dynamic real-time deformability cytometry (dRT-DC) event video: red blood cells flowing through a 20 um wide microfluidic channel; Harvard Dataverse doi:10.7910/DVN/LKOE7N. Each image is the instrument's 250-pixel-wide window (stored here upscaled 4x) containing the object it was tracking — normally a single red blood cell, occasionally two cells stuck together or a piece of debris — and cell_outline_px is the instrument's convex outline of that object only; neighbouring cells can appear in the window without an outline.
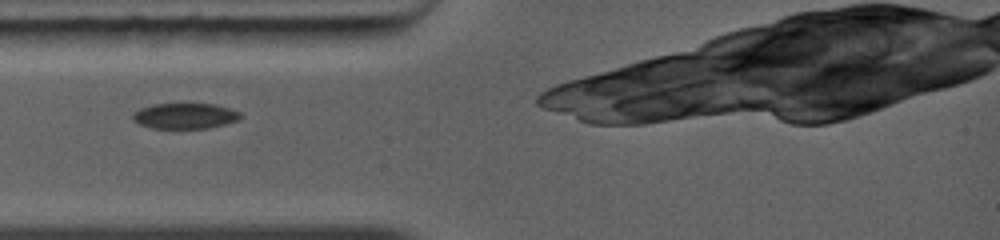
{"species": "common noctule bat (a hibernating species)", "species_latin": "Nyctalus noctula", "temperature_condition": "warm", "stored_images_in_passage": 12, "camera_frame_rate_fps": 5000, "um_per_image_px": 0.085, "animal": {"sex": "female", "body_mass_g": 19.0, "forearm_length_mm": 56.7}, "frame": {"image": 1, "passage_image": 2, "time_ms": 1.0, "image_size_px": [1000, 240], "cell_outline_px": [[240, 120], [208, 128], [152, 128], [140, 124], [132, 120], [132, 112], [140, 108], [152, 104], [216, 104], [240, 112]], "centroid_in_image_um": [15.69, 9.85], "position_along_channel_um": 69.3, "area_um2": 16.07}}
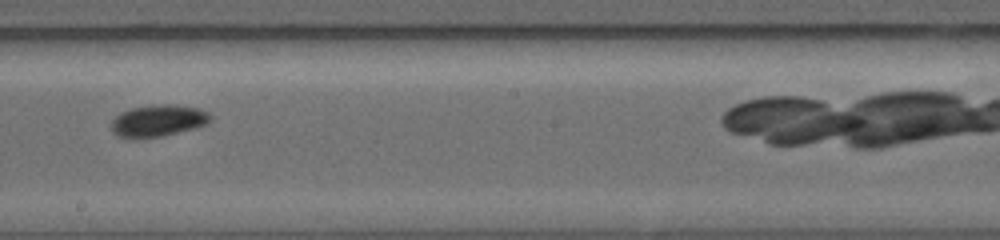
{"frame": {"image": 2, "passage_image": 6, "time_ms": 4.6, "image_size_px": [1000, 240], "cell_outline_px": [[212, 120], [208, 124], [196, 128], [160, 136], [116, 136], [112, 132], [108, 124], [120, 112], [132, 108], [152, 104], [176, 104], [200, 108], [208, 112], [212, 116]], "centroid_in_image_um": [13.47, 10.22], "position_along_channel_um": 234.7, "area_um2": 18.44}}
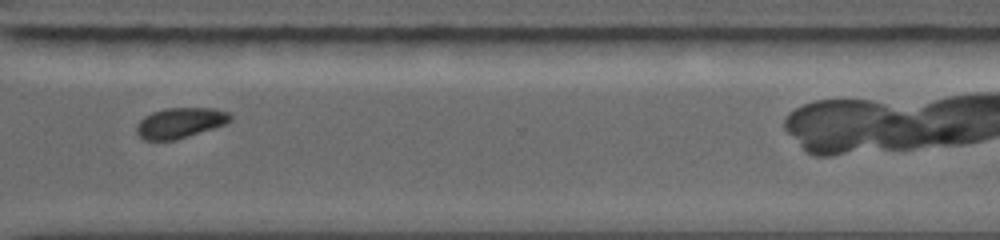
{"frame": {"image": 3, "passage_image": 9, "time_ms": 7.2, "image_size_px": [1000, 240], "cell_outline_px": [[232, 120], [228, 124], [176, 140], [144, 140], [136, 132], [136, 124], [144, 116], [152, 112], [164, 108], [216, 108], [228, 112], [232, 116]], "centroid_in_image_um": [15.34, 10.44], "position_along_channel_um": 355.3, "area_um2": 16.88}}